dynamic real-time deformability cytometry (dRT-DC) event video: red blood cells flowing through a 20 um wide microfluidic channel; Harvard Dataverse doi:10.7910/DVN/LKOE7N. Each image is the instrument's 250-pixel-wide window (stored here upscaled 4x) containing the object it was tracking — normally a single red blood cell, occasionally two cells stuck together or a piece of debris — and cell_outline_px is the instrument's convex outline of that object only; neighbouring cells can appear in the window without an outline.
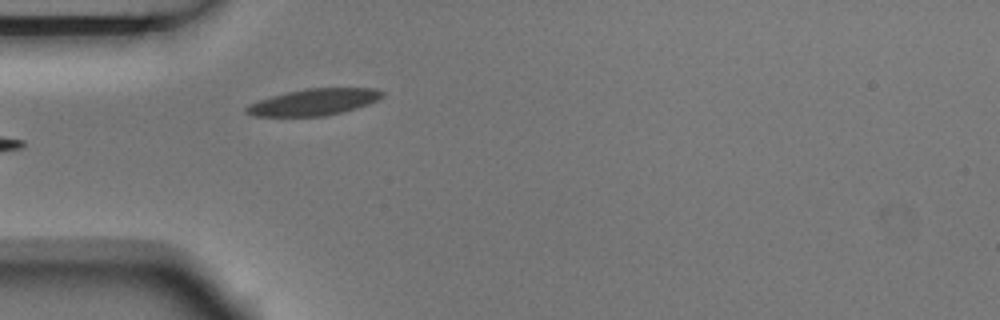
{"species": "Egyptian fruit bat (a non-hibernating species)", "species_latin": "Rousettus aegyptiacus", "temperature_condition": "room temperature", "stored_images_in_passage": 4, "camera_frame_rate_fps": 3000, "um_per_image_px": 0.085, "animal": {"sex": "male"}, "frame": {"image": 1, "passage_image": 4, "time_ms": 1.0, "image_size_px": [1000, 320], "cell_outline_px": [[384, 96], [368, 104], [356, 108], [324, 116], [256, 116], [244, 112], [244, 108], [248, 104], [272, 96], [288, 92], [308, 88], [376, 88], [384, 92]], "centroid_in_image_um": [26.68, 8.67], "position_along_channel_um": 58.3, "area_um2": 20.81}}